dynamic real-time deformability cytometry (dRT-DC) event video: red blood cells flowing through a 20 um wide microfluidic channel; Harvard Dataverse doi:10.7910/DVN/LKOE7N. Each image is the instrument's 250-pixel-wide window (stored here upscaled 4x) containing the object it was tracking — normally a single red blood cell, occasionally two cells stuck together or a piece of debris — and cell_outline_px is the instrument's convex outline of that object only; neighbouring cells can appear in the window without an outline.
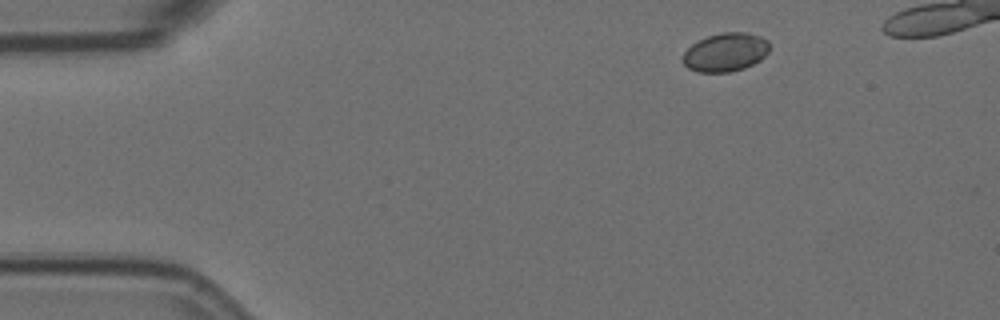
{"species": "Egyptian fruit bat (a non-hibernating species)", "species_latin": "Rousettus aegyptiacus", "temperature_condition": "room temperature", "stored_images_in_passage": 4, "camera_frame_rate_fps": 3000, "um_per_image_px": 0.085, "animal": {"sex": "female"}, "frame": {"image": 1, "passage_image": 1, "time_ms": 0.0, "image_size_px": [1000, 320], "cell_outline_px": [[768, 52], [760, 60], [744, 68], [728, 72], [696, 72], [688, 68], [684, 64], [684, 52], [692, 44], [708, 36], [724, 32], [744, 32], [760, 36], [768, 40]], "centroid_in_image_um": [61.67, 4.44], "position_along_channel_um": 23.3, "area_um2": 19.25}}